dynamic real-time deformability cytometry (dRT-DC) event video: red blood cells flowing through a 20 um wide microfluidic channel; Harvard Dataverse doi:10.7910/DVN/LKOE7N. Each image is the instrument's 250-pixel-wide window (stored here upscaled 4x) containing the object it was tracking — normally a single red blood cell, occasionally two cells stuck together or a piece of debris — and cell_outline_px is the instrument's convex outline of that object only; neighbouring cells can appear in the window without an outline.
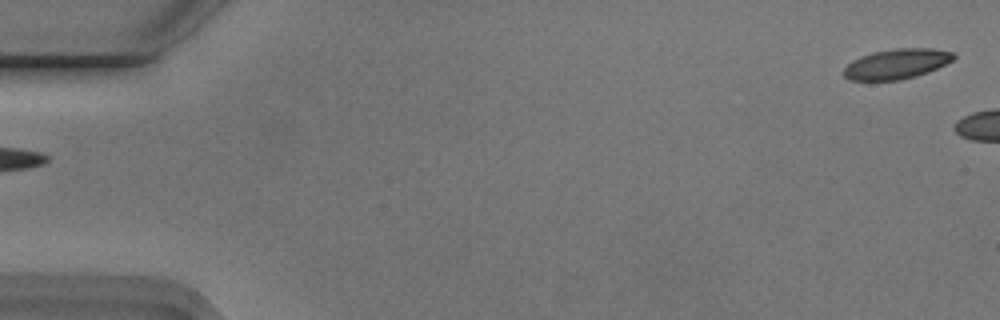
{"species": "Egyptian fruit bat (a non-hibernating species)", "species_latin": "Rousettus aegyptiacus", "temperature_condition": "cold", "stored_images_in_passage": 5, "camera_frame_rate_fps": 3000, "um_per_image_px": 0.085, "animal": {"sex": "male"}, "frame": {"image": 1, "passage_image": 1, "time_ms": 0.0, "image_size_px": [1000, 320], "cell_outline_px": [[956, 56], [952, 60], [928, 72], [916, 76], [900, 80], [848, 80], [844, 76], [844, 68], [852, 60], [860, 56], [872, 52], [896, 48], [932, 48], [952, 52]], "centroid_in_image_um": [76.19, 5.43], "position_along_channel_um": 8.8, "area_um2": 19.19}}